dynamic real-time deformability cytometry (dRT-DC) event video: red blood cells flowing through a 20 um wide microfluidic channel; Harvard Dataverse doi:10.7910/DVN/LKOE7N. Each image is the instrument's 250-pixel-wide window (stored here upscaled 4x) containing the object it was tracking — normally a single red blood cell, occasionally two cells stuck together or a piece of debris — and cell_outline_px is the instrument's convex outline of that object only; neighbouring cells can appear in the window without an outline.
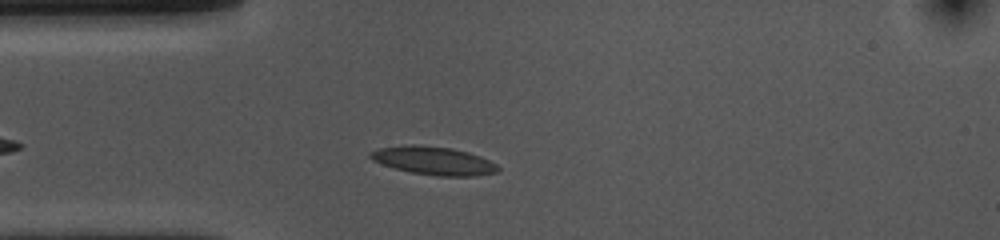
{"species": "common noctule bat (a hibernating species)", "species_latin": "Nyctalus noctula", "temperature_condition": "cold", "stored_images_in_passage": 35, "camera_frame_rate_fps": 3000, "um_per_image_px": 0.085, "animal": {"sex": "female", "body_mass_g": 10.0, "forearm_length_mm": 53.1}, "frame": {"image": 1, "passage_image": 4, "time_ms": 1.0, "image_size_px": [1000, 240], "cell_outline_px": [[500, 168], [496, 172], [476, 176], [436, 176], [412, 172], [396, 168], [372, 160], [368, 156], [368, 152], [380, 148], [404, 144], [412, 144], [452, 148], [468, 152], [480, 156], [496, 164]], "centroid_in_image_um": [36.84, 13.65], "position_along_channel_um": 48.2, "area_um2": 20.92}}
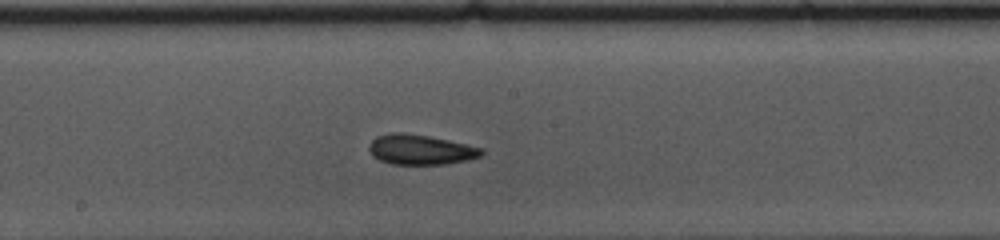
{"frame": {"image": 2, "passage_image": 18, "time_ms": 5.667, "image_size_px": [1000, 240], "cell_outline_px": [[484, 152], [480, 156], [468, 160], [444, 164], [392, 164], [380, 160], [372, 156], [368, 148], [372, 140], [376, 136], [392, 132], [400, 132], [428, 136], [448, 140], [484, 148]], "centroid_in_image_um": [35.74, 12.72], "position_along_channel_um": 212.5, "area_um2": 19.65}}
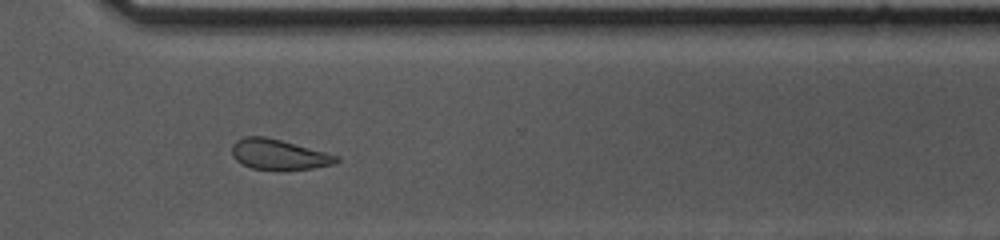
{"frame": {"image": 3, "passage_image": 29, "time_ms": 9.333, "image_size_px": [1000, 240], "cell_outline_px": [[340, 160], [336, 164], [312, 168], [252, 168], [240, 164], [232, 156], [232, 144], [236, 140], [244, 136], [264, 136], [280, 140], [340, 156]], "centroid_in_image_um": [23.67, 13.11], "position_along_channel_um": 346.9, "area_um2": 18.09}, "authors_computed_cell_mechanics": {"area_um2": 19.652, "velocity_mm_per_s": 3.6661, "shape_relaxation_time_tau1_ms": 2.5361, "shape_relaxation_time_tau2_ms": 3.8645, "deformation_change_tau1": 0.0964, "deformation_change_tau2": 0.0971}}